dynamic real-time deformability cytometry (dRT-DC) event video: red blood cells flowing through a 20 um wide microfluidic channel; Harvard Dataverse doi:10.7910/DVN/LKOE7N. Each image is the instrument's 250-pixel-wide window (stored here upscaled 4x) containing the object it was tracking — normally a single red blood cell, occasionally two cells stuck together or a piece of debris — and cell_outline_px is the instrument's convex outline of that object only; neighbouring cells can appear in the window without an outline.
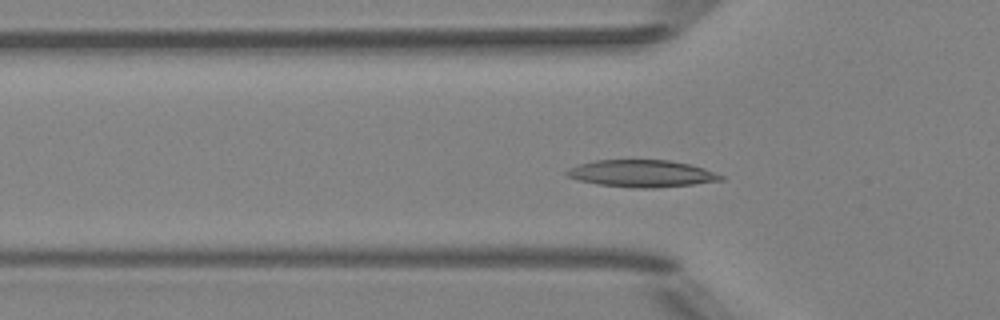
{"species": "Egyptian fruit bat (a non-hibernating species)", "species_latin": "Rousettus aegyptiacus", "temperature_condition": "room temperature", "stored_images_in_passage": 51, "camera_frame_rate_fps": 3000, "um_per_image_px": 0.085, "animal": {"sex": "female"}, "frame": {"image": 1, "passage_image": 16, "time_ms": 5.0, "image_size_px": [1000, 320], "cell_outline_px": [[724, 180], [692, 184], [652, 188], [632, 188], [596, 184], [580, 180], [568, 176], [564, 172], [568, 168], [580, 164], [596, 160], [668, 160], [688, 164], [704, 168], [724, 176]], "centroid_in_image_um": [54.53, 14.75], "position_along_channel_um": 71.3, "area_um2": 24.16}}
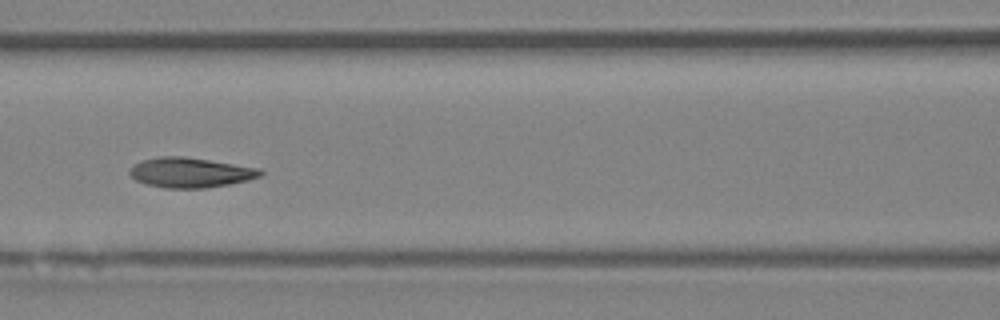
{"frame": {"image": 2, "passage_image": 22, "time_ms": 7.0, "image_size_px": [1000, 320], "cell_outline_px": [[264, 172], [260, 176], [248, 180], [228, 184], [204, 188], [164, 188], [144, 184], [136, 180], [128, 172], [136, 164], [144, 160], [160, 156], [184, 156], [260, 168]], "centroid_in_image_um": [16.19, 14.67], "position_along_channel_um": 150.4, "area_um2": 22.66}}
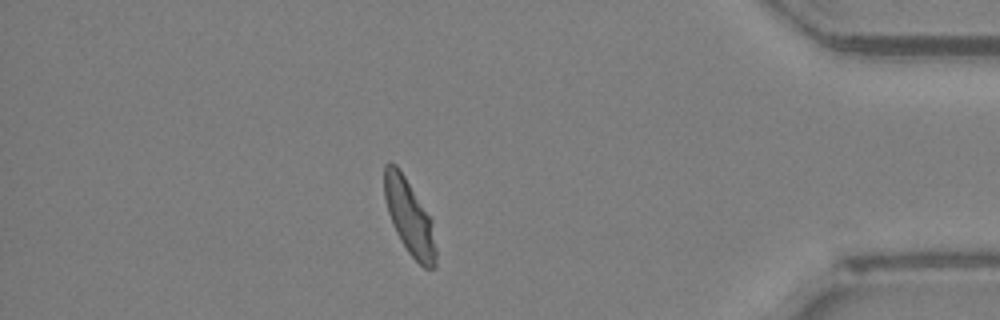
{"frame": {"image": 3, "passage_image": 44, "time_ms": 14.333, "image_size_px": [1000, 320], "cell_outline_px": [[436, 264], [432, 268], [424, 268], [408, 252], [400, 240], [392, 224], [388, 212], [384, 196], [384, 164], [388, 160], [396, 164], [404, 176], [432, 220], [436, 248]], "centroid_in_image_um": [34.78, 18.44], "position_along_channel_um": 400.4, "area_um2": 22.37}, "authors_computed_cell_mechanics": {"area_um2": 22.6576, "velocity_mm_per_s": 3.9566, "shape_relaxation_time_tau1_ms": 3.0515, "shape_relaxation_time_tau2_ms": 1.5548, "deformation_change_tau1": 0.136, "deformation_change_tau2": 0.0735}}